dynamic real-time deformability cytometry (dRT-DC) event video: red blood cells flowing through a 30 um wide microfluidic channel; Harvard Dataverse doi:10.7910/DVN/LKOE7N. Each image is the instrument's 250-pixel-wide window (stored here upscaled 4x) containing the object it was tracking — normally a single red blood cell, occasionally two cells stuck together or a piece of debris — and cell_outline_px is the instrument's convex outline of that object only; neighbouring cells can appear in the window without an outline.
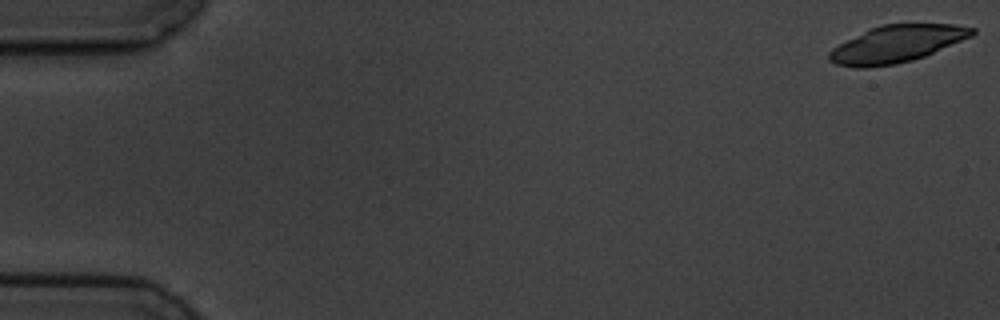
{"species": "common noctule bat (a hibernating species)", "species_latin": "Nyctalus noctula", "temperature_condition": "cold", "stored_images_in_passage": 5, "camera_frame_rate_fps": 3000, "um_per_image_px": 0.085, "animal": {"sex": "male", "body_mass_g": 19.5, "forearm_length_mm": 54.6}, "frame": {"image": 1, "passage_image": 1, "time_ms": 0.0, "image_size_px": [1000, 320], "cell_outline_px": [[976, 32], [972, 36], [924, 56], [912, 60], [896, 64], [868, 68], [856, 68], [836, 64], [828, 60], [828, 52], [832, 48], [880, 24], [956, 24], [976, 28]], "centroid_in_image_um": [76.23, 3.74], "position_along_channel_um": 8.8, "area_um2": 30.63}}